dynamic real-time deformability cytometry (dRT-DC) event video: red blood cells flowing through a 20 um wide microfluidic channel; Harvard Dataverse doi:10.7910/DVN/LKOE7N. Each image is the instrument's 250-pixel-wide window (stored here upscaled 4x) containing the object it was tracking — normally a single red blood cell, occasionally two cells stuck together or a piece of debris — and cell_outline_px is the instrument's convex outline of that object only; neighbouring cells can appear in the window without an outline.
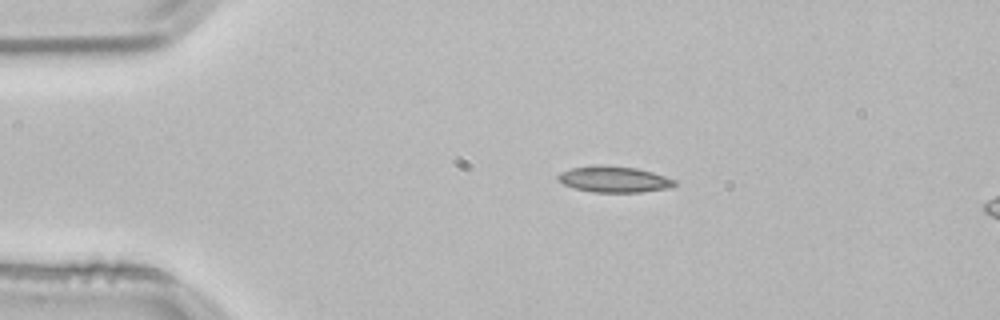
{"species": "common noctule bat (a hibernating species)", "species_latin": "Nyctalus noctula", "temperature_condition": "room temperature", "stored_images_in_passage": 16, "camera_frame_rate_fps": 3000, "um_per_image_px": 0.085, "animal": {"sex": "male", "body_mass_g": 21.5, "forearm_length_mm": 52.0}, "frame": {"image": 1, "passage_image": 10, "time_ms": 3.0, "image_size_px": [1000, 320], "cell_outline_px": [[676, 184], [672, 188], [640, 192], [592, 192], [576, 188], [564, 184], [556, 180], [556, 176], [560, 172], [572, 168], [596, 164], [604, 164], [636, 168], [652, 172], [676, 180]], "centroid_in_image_um": [52.18, 15.23], "position_along_channel_um": 32.8, "area_um2": 17.92}}